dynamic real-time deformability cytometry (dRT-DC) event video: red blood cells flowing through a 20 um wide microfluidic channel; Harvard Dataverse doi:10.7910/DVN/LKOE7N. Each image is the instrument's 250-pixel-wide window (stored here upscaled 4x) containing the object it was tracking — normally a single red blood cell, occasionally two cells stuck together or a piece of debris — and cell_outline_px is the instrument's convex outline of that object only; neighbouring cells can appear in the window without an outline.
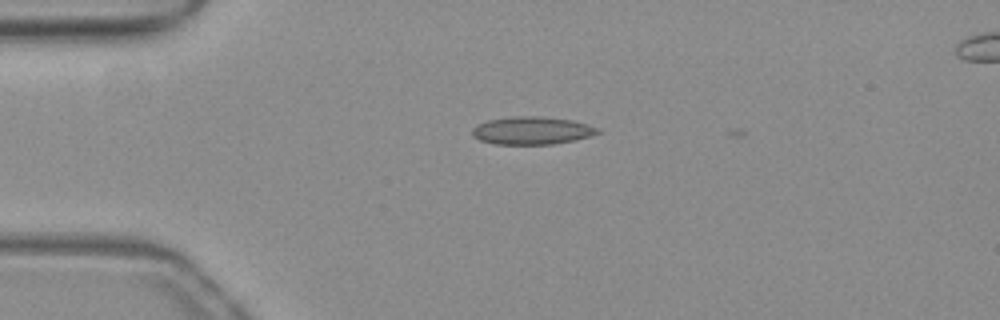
{"species": "common noctule bat (a hibernating species)", "species_latin": "Nyctalus noctula", "temperature_condition": "warm", "stored_images_in_passage": 3, "camera_frame_rate_fps": 3000, "um_per_image_px": 0.085, "animal": {"sex": "female", "body_mass_g": 19.3, "forearm_length_mm": 54.1}, "frame": {"image": 1, "passage_image": 2, "time_ms": 0.333, "image_size_px": [1000, 320], "cell_outline_px": [[600, 132], [588, 136], [572, 140], [552, 144], [496, 144], [480, 140], [472, 136], [472, 128], [476, 124], [488, 120], [512, 116], [540, 116], [572, 120], [588, 124], [600, 128]], "centroid_in_image_um": [45.18, 11.08], "position_along_channel_um": 39.8, "area_um2": 20.29}}